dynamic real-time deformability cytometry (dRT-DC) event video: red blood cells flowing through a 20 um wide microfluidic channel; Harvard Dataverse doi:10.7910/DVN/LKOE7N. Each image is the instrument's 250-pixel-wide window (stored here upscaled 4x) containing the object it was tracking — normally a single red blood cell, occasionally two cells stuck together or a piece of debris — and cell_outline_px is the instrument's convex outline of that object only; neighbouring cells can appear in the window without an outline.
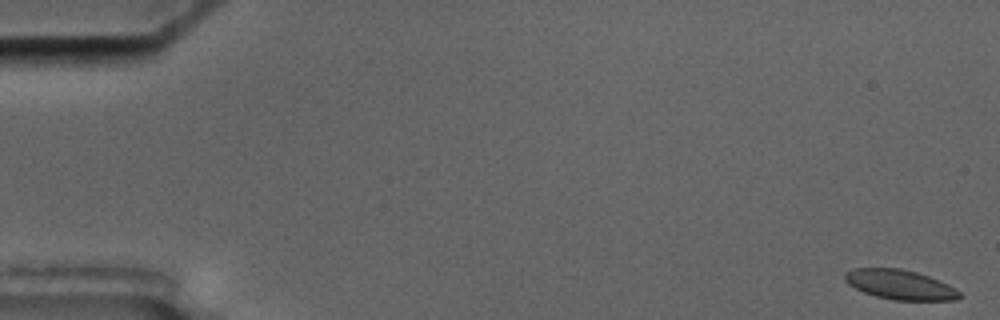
{"species": "common noctule bat (a hibernating species)", "species_latin": "Nyctalus noctula", "temperature_condition": "cold", "stored_images_in_passage": 6, "camera_frame_rate_fps": 3000, "um_per_image_px": 0.085, "animal": {"sex": "male", "body_mass_g": 17.5, "forearm_length_mm": 52.3}, "frame": {"image": 1, "passage_image": 1, "time_ms": 0.0, "image_size_px": [1000, 320], "cell_outline_px": [[960, 296], [956, 300], [892, 300], [876, 296], [864, 292], [848, 284], [844, 280], [844, 272], [852, 268], [900, 268], [916, 272], [928, 276], [960, 292]], "centroid_in_image_um": [76.41, 24.19], "position_along_channel_um": 8.6, "area_um2": 19.54}}